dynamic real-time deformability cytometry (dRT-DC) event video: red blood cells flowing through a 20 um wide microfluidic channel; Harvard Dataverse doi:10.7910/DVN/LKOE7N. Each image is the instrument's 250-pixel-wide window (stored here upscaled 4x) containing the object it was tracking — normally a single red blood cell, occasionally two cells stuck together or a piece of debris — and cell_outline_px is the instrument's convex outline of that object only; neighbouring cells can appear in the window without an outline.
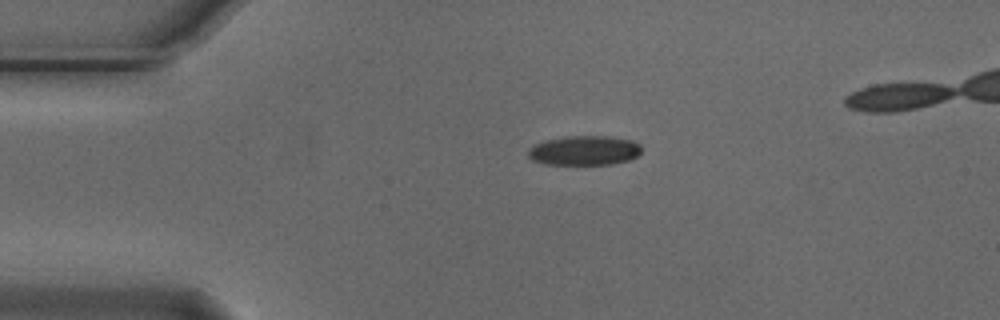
{"species": "Egyptian fruit bat (a non-hibernating species)", "species_latin": "Rousettus aegyptiacus", "temperature_condition": "cold", "stored_images_in_passage": 3, "camera_frame_rate_fps": 3000, "um_per_image_px": 0.085, "animal": {"sex": "male"}, "frame": {"image": 1, "passage_image": 1, "time_ms": 0.0, "image_size_px": [1000, 320], "cell_outline_px": [[640, 152], [636, 156], [628, 160], [612, 164], [544, 164], [532, 160], [528, 156], [528, 148], [532, 144], [544, 140], [564, 136], [608, 136], [632, 140], [640, 144]], "centroid_in_image_um": [49.61, 12.78], "position_along_channel_um": 35.4, "area_um2": 19.65}}